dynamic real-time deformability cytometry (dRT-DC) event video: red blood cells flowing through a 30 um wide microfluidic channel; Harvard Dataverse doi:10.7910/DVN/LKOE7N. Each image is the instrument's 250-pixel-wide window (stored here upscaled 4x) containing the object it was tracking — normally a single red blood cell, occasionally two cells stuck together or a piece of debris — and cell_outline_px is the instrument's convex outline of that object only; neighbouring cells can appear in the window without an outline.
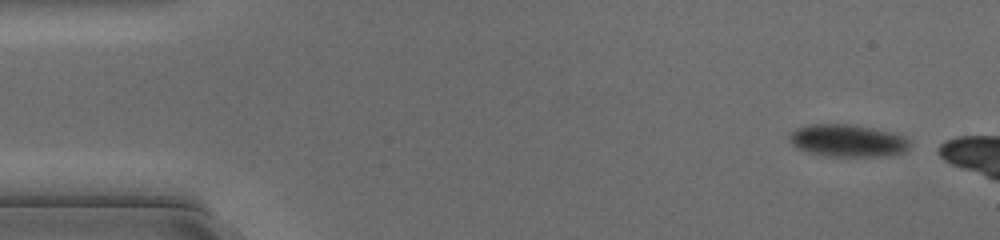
{"species": "common noctule bat (a hibernating species)", "species_latin": "Nyctalus noctula", "temperature_condition": "cold", "stored_images_in_passage": 6, "camera_frame_rate_fps": 3000, "um_per_image_px": 0.085, "animal": {"sex": "female", "body_mass_g": 17.0, "forearm_length_mm": 48.0}, "frame": {"image": 1, "passage_image": 2, "time_ms": 0.333, "image_size_px": [1000, 240], "cell_outline_px": [[904, 148], [900, 152], [872, 156], [832, 156], [812, 152], [800, 148], [792, 144], [792, 132], [800, 128], [812, 124], [844, 124], [868, 128], [900, 136], [904, 140]], "centroid_in_image_um": [71.93, 11.95], "position_along_channel_um": 13.1, "area_um2": 20.81}}